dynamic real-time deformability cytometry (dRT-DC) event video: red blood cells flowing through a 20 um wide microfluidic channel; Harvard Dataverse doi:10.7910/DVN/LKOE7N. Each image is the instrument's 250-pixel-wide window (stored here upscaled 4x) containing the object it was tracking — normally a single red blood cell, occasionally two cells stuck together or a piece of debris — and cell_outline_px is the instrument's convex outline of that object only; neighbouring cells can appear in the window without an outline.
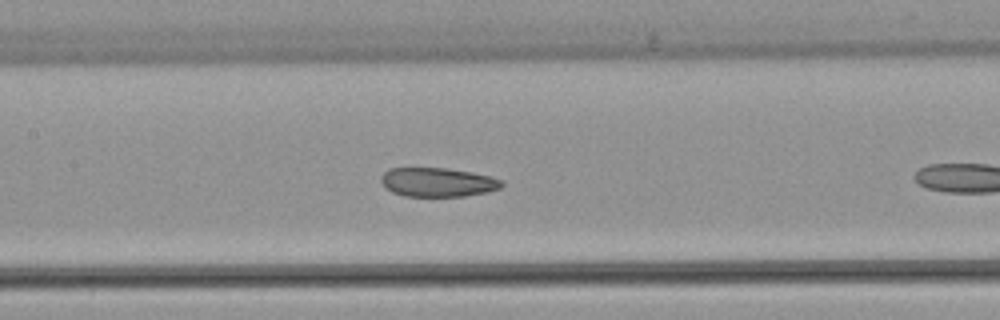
{"species": "common noctule bat (a hibernating species)", "species_latin": "Nyctalus noctula", "temperature_condition": "warm", "stored_images_in_passage": 15, "camera_frame_rate_fps": 3000, "um_per_image_px": 0.085, "animal": {"sex": "female", "body_mass_g": 22.7, "forearm_length_mm": 54.2}, "frame": {"image": 1, "passage_image": 11, "time_ms": 3.333, "image_size_px": [1000, 320], "cell_outline_px": [[504, 184], [500, 188], [488, 192], [464, 196], [404, 196], [392, 192], [380, 180], [380, 176], [388, 168], [444, 168], [472, 172], [492, 176], [504, 180]], "centroid_in_image_um": [37.24, 15.48], "position_along_channel_um": 170.2, "area_um2": 20.52}}